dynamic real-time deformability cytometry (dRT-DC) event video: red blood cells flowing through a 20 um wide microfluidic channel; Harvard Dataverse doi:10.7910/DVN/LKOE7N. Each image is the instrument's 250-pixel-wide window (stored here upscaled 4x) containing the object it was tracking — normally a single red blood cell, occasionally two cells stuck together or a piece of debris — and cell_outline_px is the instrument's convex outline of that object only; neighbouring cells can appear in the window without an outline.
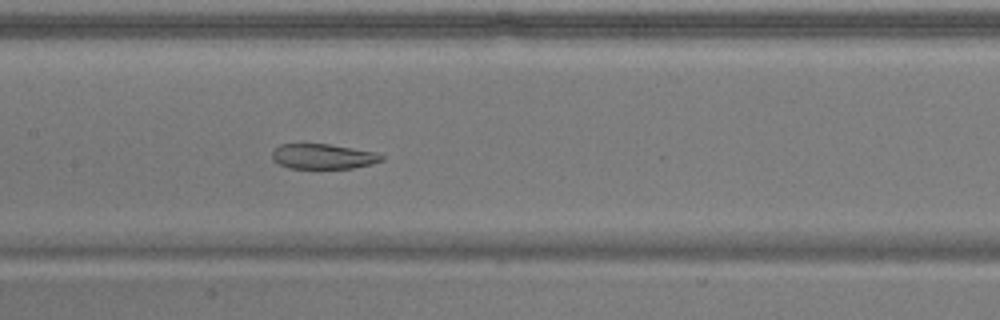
{"species": "common noctule bat (a hibernating species)", "species_latin": "Nyctalus noctula", "temperature_condition": "warm", "stored_images_in_passage": 54, "camera_frame_rate_fps": 3000, "um_per_image_px": 0.085, "animal": {"sex": "male", "body_mass_g": 17.9}, "frame": {"image": 1, "passage_image": 26, "time_ms": 8.333, "image_size_px": [1000, 320], "cell_outline_px": [[384, 160], [372, 164], [352, 168], [288, 168], [272, 160], [272, 152], [280, 144], [328, 144], [376, 152], [384, 156]], "centroid_in_image_um": [27.48, 13.3], "position_along_channel_um": 179.9, "area_um2": 15.95}}
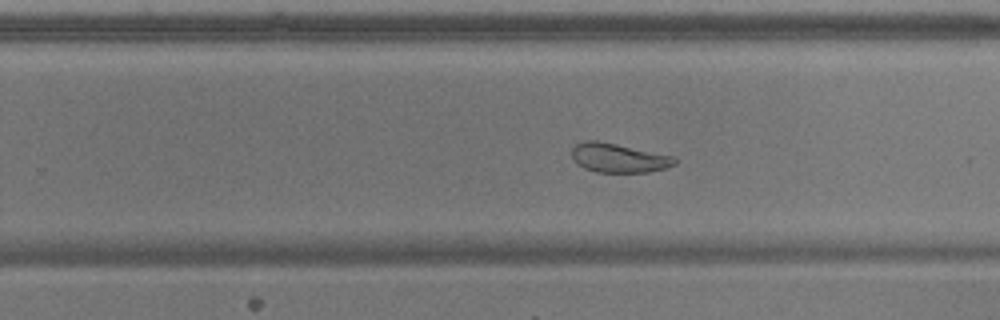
{"frame": {"image": 2, "passage_image": 34, "time_ms": 11.0, "image_size_px": [1000, 320], "cell_outline_px": [[676, 164], [664, 168], [648, 172], [596, 172], [584, 168], [572, 156], [572, 148], [576, 144], [584, 140], [596, 140], [676, 156]], "centroid_in_image_um": [52.61, 13.41], "position_along_channel_um": 277.2, "area_um2": 17.34}}
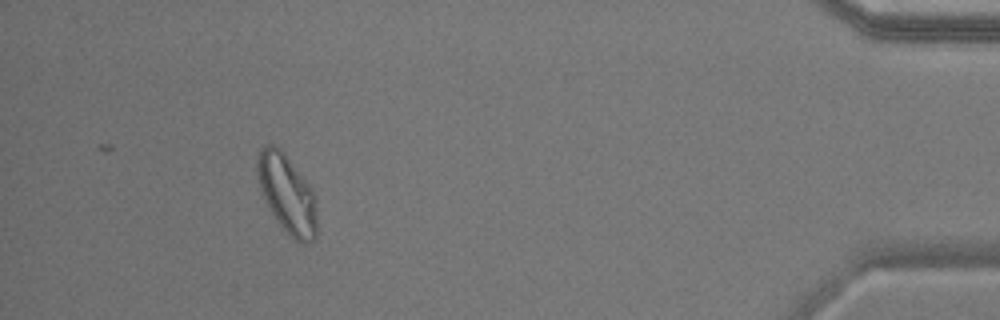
{"frame": {"image": 3, "passage_image": 50, "time_ms": 16.333, "image_size_px": [1000, 320], "cell_outline_px": [[316, 240], [308, 244], [304, 244], [296, 240], [276, 220], [260, 192], [256, 172], [256, 156], [260, 148], [268, 144], [272, 144], [280, 148], [284, 152], [308, 184], [316, 200]], "centroid_in_image_um": [24.37, 16.46], "position_along_channel_um": 410.8, "area_um2": 27.34}, "authors_computed_cell_mechanics": {"area_um2": 24.0448, "velocity_mm_per_s": 3.6604, "shape_relaxation_time_tau1_ms": null, "shape_relaxation_time_tau2_ms": 3.3769, "deformation_change_tau1": null, "deformation_change_tau2": 0.0875}}